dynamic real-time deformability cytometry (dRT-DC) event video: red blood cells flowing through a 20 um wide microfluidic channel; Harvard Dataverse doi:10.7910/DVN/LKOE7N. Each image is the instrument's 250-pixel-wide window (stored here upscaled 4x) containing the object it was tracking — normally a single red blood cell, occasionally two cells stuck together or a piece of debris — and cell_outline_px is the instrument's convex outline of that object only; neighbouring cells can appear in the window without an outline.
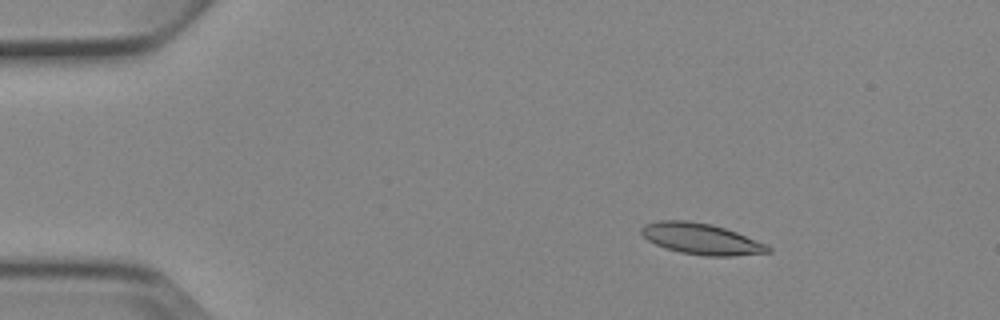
{"species": "Egyptian fruit bat (a non-hibernating species)", "species_latin": "Rousettus aegyptiacus", "temperature_condition": "cold", "stored_images_in_passage": 5, "camera_frame_rate_fps": 3000, "um_per_image_px": 0.085, "animal": {"sex": "female"}, "frame": {"image": 1, "passage_image": 2, "time_ms": 1.333, "image_size_px": [1000, 320], "cell_outline_px": [[772, 252], [732, 256], [704, 256], [680, 252], [664, 248], [648, 240], [640, 232], [640, 228], [644, 224], [660, 220], [688, 220], [712, 224], [736, 232], [768, 244], [772, 248]], "centroid_in_image_um": [59.62, 20.3], "position_along_channel_um": 25.4, "area_um2": 23.12}}
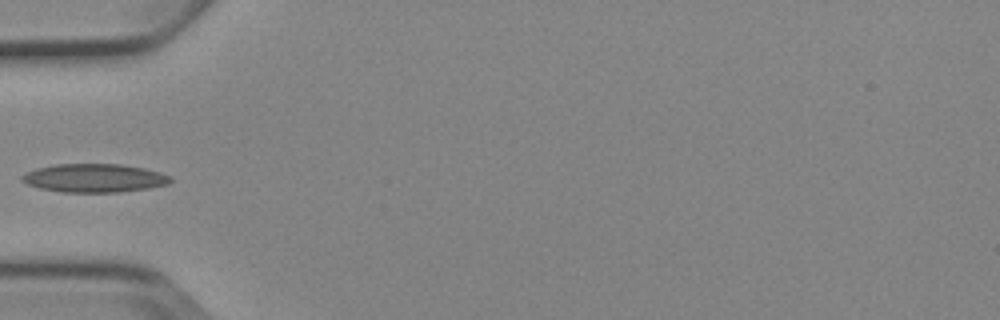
{"frame": {"image": 2, "passage_image": 5, "time_ms": 4.667, "image_size_px": [1000, 320], "cell_outline_px": [[172, 180], [168, 184], [148, 188], [120, 192], [60, 192], [40, 188], [28, 184], [20, 180], [20, 176], [36, 168], [56, 164], [120, 164], [144, 168], [160, 172], [172, 176]], "centroid_in_image_um": [8.02, 15.13], "position_along_channel_um": 77.0, "area_um2": 24.68}}